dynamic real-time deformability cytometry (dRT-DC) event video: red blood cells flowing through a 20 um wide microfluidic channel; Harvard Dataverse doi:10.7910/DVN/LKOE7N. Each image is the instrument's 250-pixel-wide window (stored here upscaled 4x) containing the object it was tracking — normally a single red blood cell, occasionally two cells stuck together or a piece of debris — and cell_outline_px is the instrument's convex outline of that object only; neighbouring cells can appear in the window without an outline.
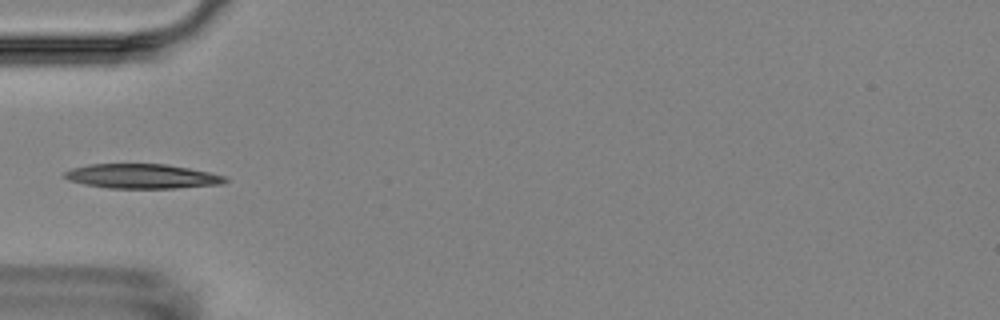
{"species": "Egyptian fruit bat (a non-hibernating species)", "species_latin": "Rousettus aegyptiacus", "temperature_condition": "room temperature", "stored_images_in_passage": 6, "camera_frame_rate_fps": 3000, "um_per_image_px": 0.085, "animal": {"sex": "female"}, "frame": {"image": 1, "passage_image": 6, "time_ms": 5.667, "image_size_px": [1000, 320], "cell_outline_px": [[228, 180], [220, 184], [176, 188], [108, 188], [84, 184], [68, 180], [64, 176], [64, 172], [72, 168], [88, 164], [164, 164], [188, 168], [208, 172], [224, 176]], "centroid_in_image_um": [12.03, 14.98], "position_along_channel_um": 73.0, "area_um2": 22.77}}